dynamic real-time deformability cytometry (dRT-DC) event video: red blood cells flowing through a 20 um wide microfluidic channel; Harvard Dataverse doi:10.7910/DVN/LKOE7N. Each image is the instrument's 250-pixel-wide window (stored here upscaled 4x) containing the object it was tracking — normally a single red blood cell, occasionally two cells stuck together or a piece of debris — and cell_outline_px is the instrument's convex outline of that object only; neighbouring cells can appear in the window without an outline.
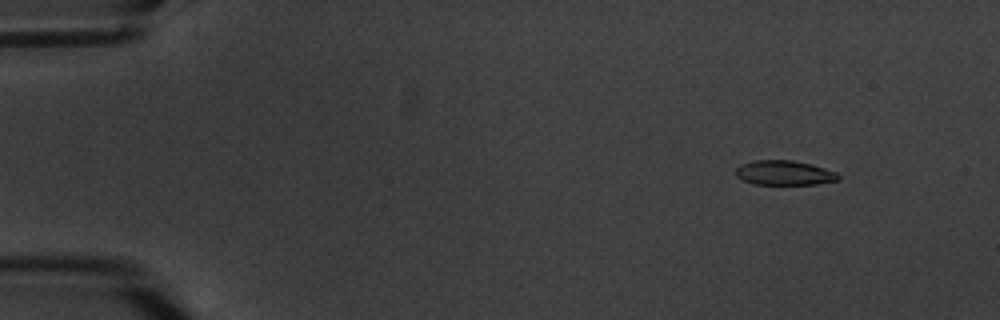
{"species": "common noctule bat (a hibernating species)", "species_latin": "Nyctalus noctula", "temperature_condition": "warm", "stored_images_in_passage": 9, "camera_frame_rate_fps": 3000, "um_per_image_px": 0.085, "animal": {"sex": "male", "body_mass_g": 20.1, "forearm_length_mm": 53.5}, "frame": {"image": 1, "passage_image": 2, "time_ms": 1.333, "image_size_px": [1000, 320], "cell_outline_px": [[840, 180], [816, 184], [756, 184], [744, 180], [736, 176], [736, 168], [740, 164], [756, 160], [792, 160], [812, 164], [836, 172], [840, 176]], "centroid_in_image_um": [66.69, 14.68], "position_along_channel_um": 18.3, "area_um2": 14.68}}
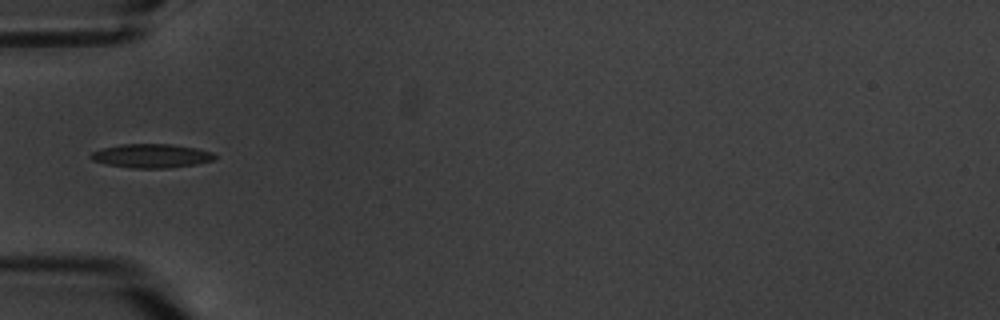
{"frame": {"image": 2, "passage_image": 6, "time_ms": 6.0, "image_size_px": [1000, 320], "cell_outline_px": [[216, 160], [196, 164], [168, 168], [132, 168], [108, 164], [92, 160], [88, 156], [92, 152], [100, 148], [120, 144], [168, 144], [196, 148], [212, 152], [216, 156]], "centroid_in_image_um": [12.86, 13.24], "position_along_channel_um": 72.1, "area_um2": 17.28}}
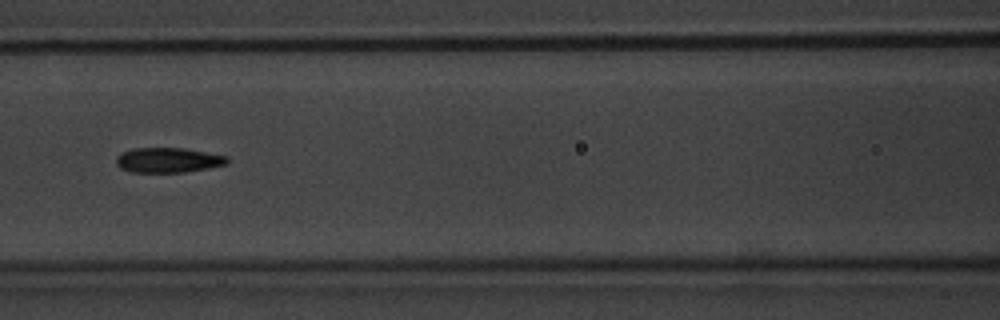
{"frame": {"image": 3, "passage_image": 8, "time_ms": 8.333, "image_size_px": [1000, 320], "cell_outline_px": [[228, 164], [208, 168], [184, 172], [132, 172], [120, 168], [116, 164], [116, 156], [120, 152], [132, 148], [184, 148], [228, 156]], "centroid_in_image_um": [14.27, 13.6], "position_along_channel_um": 152.3, "area_um2": 16.24}}